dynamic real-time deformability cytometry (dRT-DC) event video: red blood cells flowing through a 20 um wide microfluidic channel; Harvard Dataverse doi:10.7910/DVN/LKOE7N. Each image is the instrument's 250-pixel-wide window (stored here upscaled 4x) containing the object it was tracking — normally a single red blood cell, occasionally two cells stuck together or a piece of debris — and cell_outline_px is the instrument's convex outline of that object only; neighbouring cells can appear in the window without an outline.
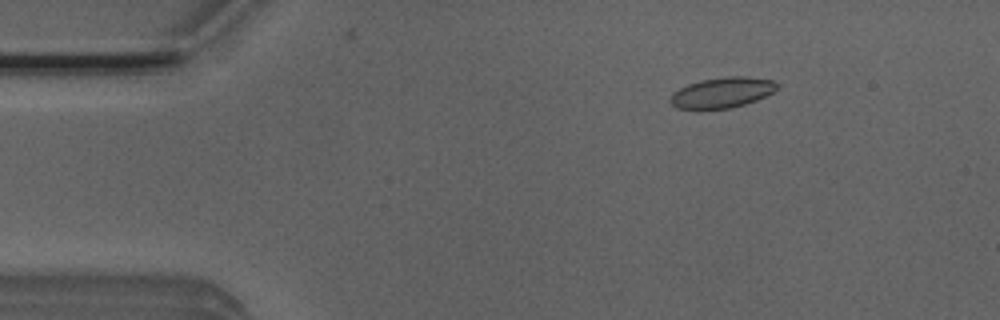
{"species": "Egyptian fruit bat (a non-hibernating species)", "species_latin": "Rousettus aegyptiacus", "temperature_condition": "room temperature", "stored_images_in_passage": 5, "camera_frame_rate_fps": 3000, "um_per_image_px": 0.085, "animal": {"sex": "male"}, "frame": {"image": 1, "passage_image": 3, "time_ms": 0.667, "image_size_px": [1000, 320], "cell_outline_px": [[780, 84], [772, 92], [756, 100], [732, 108], [676, 108], [668, 100], [672, 92], [688, 84], [700, 80], [728, 76], [748, 76], [772, 80]], "centroid_in_image_um": [61.37, 7.85], "position_along_channel_um": 23.6, "area_um2": 18.84}}